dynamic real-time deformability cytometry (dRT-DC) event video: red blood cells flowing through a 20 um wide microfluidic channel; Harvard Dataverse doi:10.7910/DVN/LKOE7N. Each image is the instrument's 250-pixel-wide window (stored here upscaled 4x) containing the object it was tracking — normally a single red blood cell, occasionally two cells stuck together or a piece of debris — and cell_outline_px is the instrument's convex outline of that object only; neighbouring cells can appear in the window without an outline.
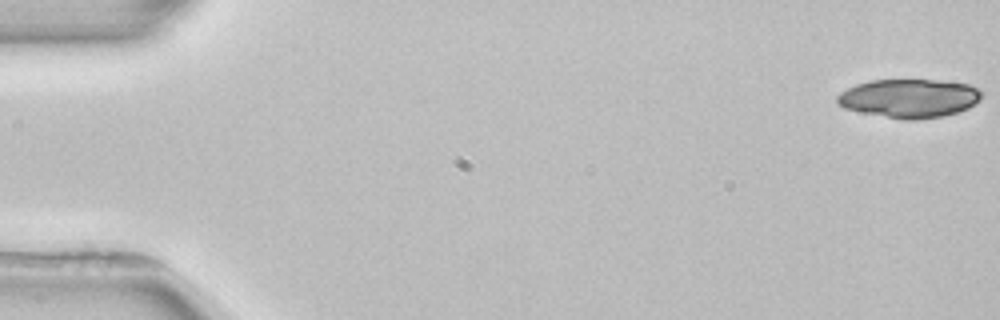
{"species": "common noctule bat (a hibernating species)", "species_latin": "Nyctalus noctula", "temperature_condition": "room temperature", "stored_images_in_passage": 3, "camera_frame_rate_fps": 3000, "um_per_image_px": 0.085, "animal": {"sex": "female", "body_mass_g": 22.7, "forearm_length_mm": 54.2}, "frame": {"image": 1, "passage_image": 1, "time_ms": 0.0, "image_size_px": [1000, 320], "cell_outline_px": [[984, 92], [980, 100], [968, 108], [960, 112], [940, 116], [916, 120], [900, 120], [860, 112], [844, 108], [836, 104], [836, 96], [840, 92], [856, 84], [872, 80], [936, 80], [968, 84]], "centroid_in_image_um": [77.27, 8.36], "position_along_channel_um": 7.7, "area_um2": 32.83}}